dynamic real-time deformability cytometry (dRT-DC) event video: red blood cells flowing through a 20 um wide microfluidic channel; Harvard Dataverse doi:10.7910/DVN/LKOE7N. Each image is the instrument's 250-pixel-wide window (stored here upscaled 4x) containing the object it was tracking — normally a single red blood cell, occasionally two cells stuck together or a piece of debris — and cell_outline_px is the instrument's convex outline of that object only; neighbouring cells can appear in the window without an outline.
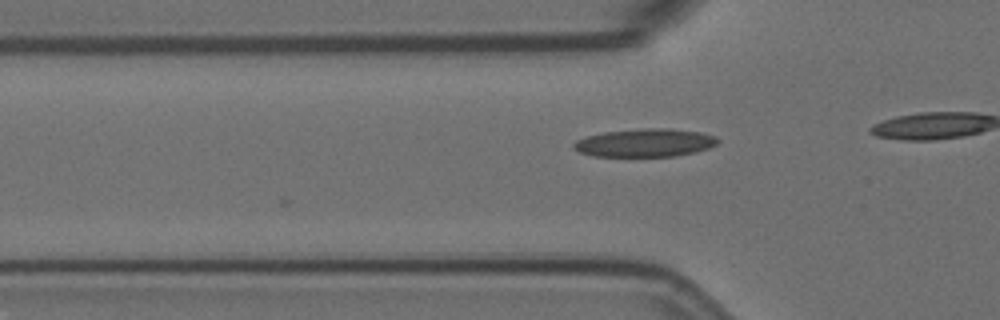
{"species": "Egyptian fruit bat (a non-hibernating species)", "species_latin": "Rousettus aegyptiacus", "temperature_condition": "room temperature", "stored_images_in_passage": 6, "camera_frame_rate_fps": 3000, "um_per_image_px": 0.085, "animal": {"sex": "female"}, "frame": {"image": 1, "passage_image": 6, "time_ms": 1.667, "image_size_px": [1000, 320], "cell_outline_px": [[720, 140], [716, 144], [708, 148], [696, 152], [676, 156], [592, 156], [580, 152], [572, 148], [572, 144], [576, 140], [588, 136], [604, 132], [644, 128], [668, 128], [700, 132], [716, 136]], "centroid_in_image_um": [54.83, 12.14], "position_along_channel_um": 71.0, "area_um2": 23.64}}